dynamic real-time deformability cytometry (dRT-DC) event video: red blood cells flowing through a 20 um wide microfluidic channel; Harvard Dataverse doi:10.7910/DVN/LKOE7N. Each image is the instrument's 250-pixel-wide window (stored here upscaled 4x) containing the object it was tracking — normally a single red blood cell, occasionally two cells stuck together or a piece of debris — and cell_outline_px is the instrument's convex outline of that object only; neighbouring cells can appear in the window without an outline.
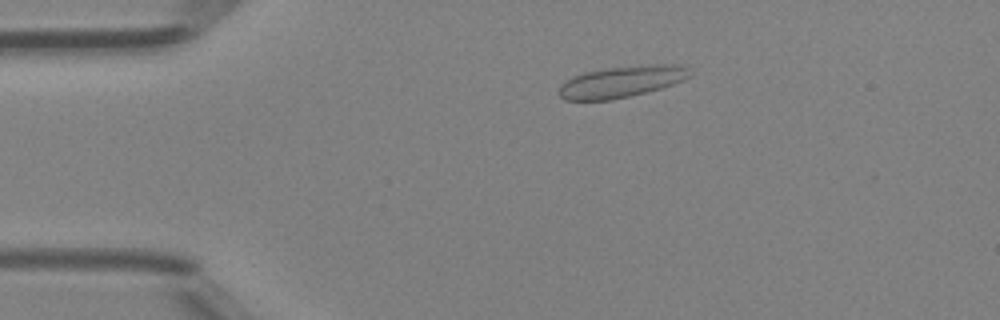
{"species": "Egyptian fruit bat (a non-hibernating species)", "species_latin": "Rousettus aegyptiacus", "temperature_condition": "room temperature", "stored_images_in_passage": 49, "camera_frame_rate_fps": 3000, "um_per_image_px": 0.085, "animal": {"sex": "female"}, "frame": {"image": 1, "passage_image": 10, "time_ms": 3.0, "image_size_px": [1000, 320], "cell_outline_px": [[692, 76], [684, 80], [660, 88], [612, 100], [564, 100], [560, 96], [560, 84], [572, 76], [584, 72], [608, 68], [652, 64], [688, 64], [692, 72]], "centroid_in_image_um": [52.89, 6.92], "position_along_channel_um": 32.1, "area_um2": 24.1}}
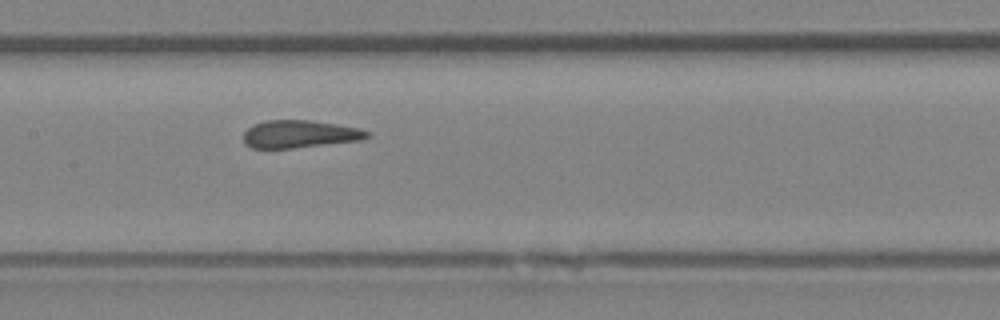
{"frame": {"image": 2, "passage_image": 24, "time_ms": 7.667, "image_size_px": [1000, 320], "cell_outline_px": [[372, 136], [360, 140], [292, 148], [252, 148], [244, 144], [244, 132], [248, 128], [256, 124], [268, 120], [308, 120], [336, 124], [360, 128], [372, 132]], "centroid_in_image_um": [25.51, 11.4], "position_along_channel_um": 181.9, "area_um2": 19.83}}
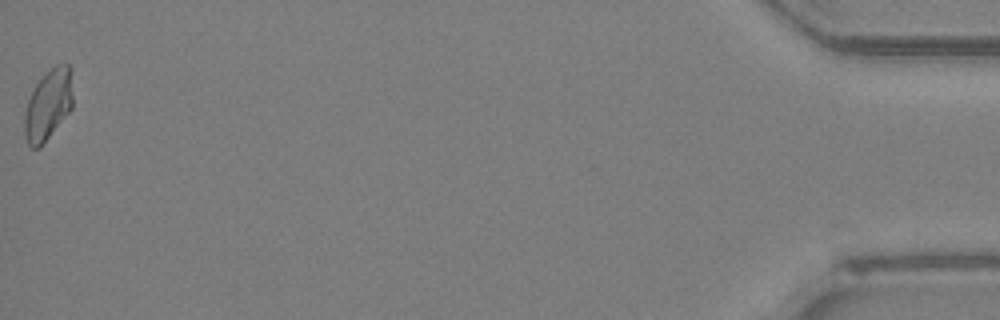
{"frame": {"image": 3, "passage_image": 49, "time_ms": 16.0, "image_size_px": [1000, 320], "cell_outline_px": [[72, 108], [40, 148], [32, 148], [28, 144], [24, 136], [24, 116], [28, 100], [36, 84], [56, 64], [68, 64], [72, 68]], "centroid_in_image_um": [4.1, 8.92], "position_along_channel_um": 431.1, "area_um2": 19.83}}